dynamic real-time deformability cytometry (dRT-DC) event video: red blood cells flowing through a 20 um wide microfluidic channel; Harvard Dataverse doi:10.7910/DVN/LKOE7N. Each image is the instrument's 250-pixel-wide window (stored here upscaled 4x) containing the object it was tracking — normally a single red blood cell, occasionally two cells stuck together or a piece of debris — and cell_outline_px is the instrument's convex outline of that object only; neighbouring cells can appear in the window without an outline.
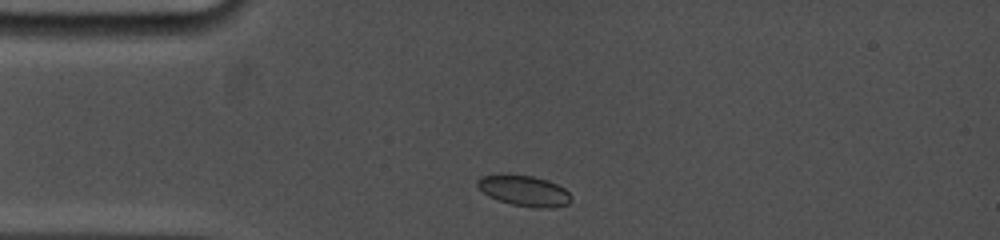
{"species": "common noctule bat (a hibernating species)", "species_latin": "Nyctalus noctula", "temperature_condition": "cold", "stored_images_in_passage": 19, "camera_frame_rate_fps": 5000, "um_per_image_px": 0.085, "animal": {"sex": "female", "body_mass_g": 19.0, "forearm_length_mm": 53.3}, "frame": {"image": 1, "passage_image": 1, "time_ms": 0.0, "image_size_px": [1000, 240], "cell_outline_px": [[572, 200], [568, 204], [552, 208], [536, 208], [512, 204], [488, 196], [476, 184], [476, 180], [480, 176], [532, 176], [548, 180], [564, 188], [572, 196]], "centroid_in_image_um": [44.61, 16.24], "position_along_channel_um": 40.4, "area_um2": 16.36}}
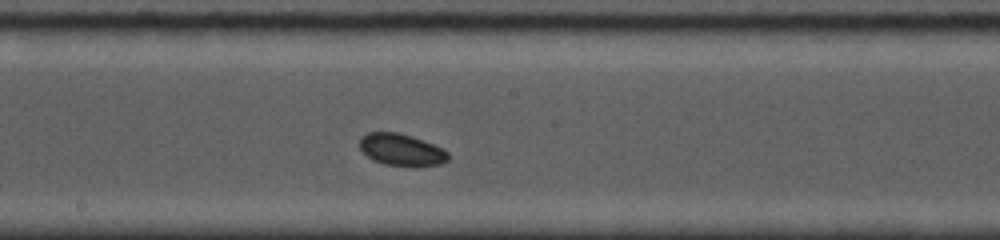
{"frame": {"image": 2, "passage_image": 9, "time_ms": 5.2, "image_size_px": [1000, 240], "cell_outline_px": [[448, 160], [440, 164], [416, 168], [412, 168], [384, 164], [372, 160], [360, 148], [360, 136], [368, 132], [396, 132], [412, 136], [444, 148], [448, 152]], "centroid_in_image_um": [34.14, 12.75], "position_along_channel_um": 214.1, "area_um2": 16.88}}
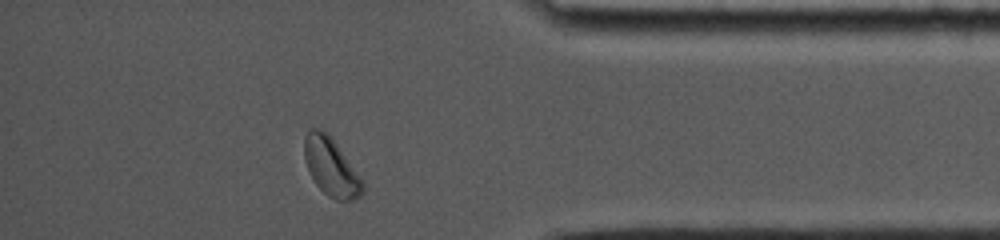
{"frame": {"image": 3, "passage_image": 17, "time_ms": 10.6, "image_size_px": [1000, 240], "cell_outline_px": [[364, 192], [360, 196], [352, 200], [336, 200], [328, 196], [316, 184], [304, 160], [304, 136], [312, 128], [320, 128], [328, 132], [364, 184]], "centroid_in_image_um": [28.12, 14.18], "position_along_channel_um": 407.1, "area_um2": 19.36}, "authors_computed_cell_mechanics": {"area_um2": 16.762, "velocity_mm_per_s": 3.7664, "shape_relaxation_time_tau1_ms": null, "shape_relaxation_time_tau2_ms": 5.996, "deformation_change_tau1": null, "deformation_change_tau2": 0.0698}}